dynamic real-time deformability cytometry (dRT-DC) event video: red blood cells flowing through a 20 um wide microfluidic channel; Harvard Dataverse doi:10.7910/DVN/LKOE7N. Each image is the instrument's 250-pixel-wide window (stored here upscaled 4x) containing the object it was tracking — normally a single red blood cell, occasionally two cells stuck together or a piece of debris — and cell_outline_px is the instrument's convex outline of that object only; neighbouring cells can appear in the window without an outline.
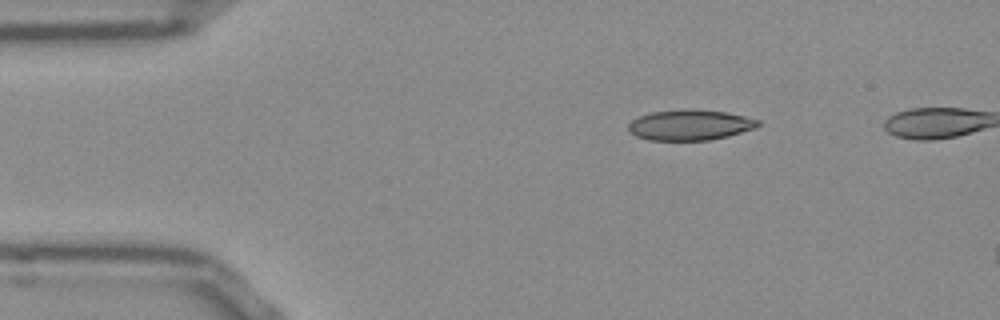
{"species": "Egyptian fruit bat (a non-hibernating species)", "species_latin": "Rousettus aegyptiacus", "temperature_condition": "room temperature", "stored_images_in_passage": 40, "camera_frame_rate_fps": 3000, "um_per_image_px": 0.085, "frame": {"image": 1, "passage_image": 1, "time_ms": 0.0, "image_size_px": [1000, 320], "cell_outline_px": [[760, 124], [756, 128], [728, 136], [712, 140], [648, 140], [636, 136], [628, 132], [628, 124], [632, 120], [640, 116], [652, 112], [688, 108], [692, 108], [724, 112], [744, 116], [760, 120]], "centroid_in_image_um": [58.64, 10.62], "position_along_channel_um": 26.4, "area_um2": 23.24}}
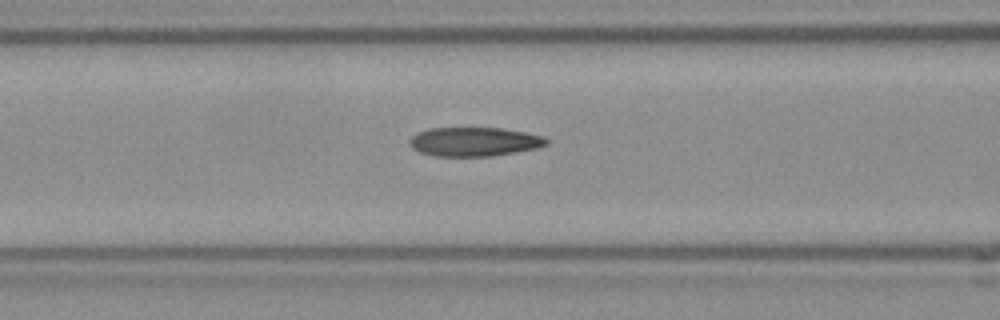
{"frame": {"image": 2, "passage_image": 13, "time_ms": 4.0, "image_size_px": [1000, 320], "cell_outline_px": [[548, 144], [536, 148], [492, 156], [436, 156], [420, 152], [412, 148], [408, 144], [408, 140], [412, 136], [428, 128], [500, 128], [524, 132], [544, 136], [548, 140]], "centroid_in_image_um": [40.29, 12.04], "position_along_channel_um": 126.3, "area_um2": 23.06}}
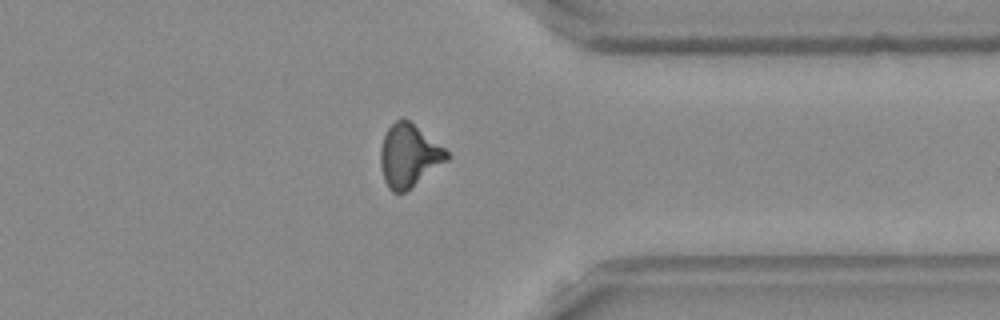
{"frame": {"image": 3, "passage_image": 33, "time_ms": 10.667, "image_size_px": [1000, 320], "cell_outline_px": [[452, 156], [448, 160], [404, 192], [392, 192], [388, 188], [384, 180], [380, 164], [380, 148], [384, 136], [388, 128], [400, 116], [408, 120], [444, 148]], "centroid_in_image_um": [34.74, 13.22], "position_along_channel_um": 376.7, "area_um2": 23.99}, "authors_computed_cell_mechanics": {"area_um2": 23.2356, "velocity_mm_per_s": 3.8642, "shape_relaxation_time_tau1_ms": null, "shape_relaxation_time_tau2_ms": 4.0616, "deformation_change_tau1": null, "deformation_change_tau2": 0.1293}}